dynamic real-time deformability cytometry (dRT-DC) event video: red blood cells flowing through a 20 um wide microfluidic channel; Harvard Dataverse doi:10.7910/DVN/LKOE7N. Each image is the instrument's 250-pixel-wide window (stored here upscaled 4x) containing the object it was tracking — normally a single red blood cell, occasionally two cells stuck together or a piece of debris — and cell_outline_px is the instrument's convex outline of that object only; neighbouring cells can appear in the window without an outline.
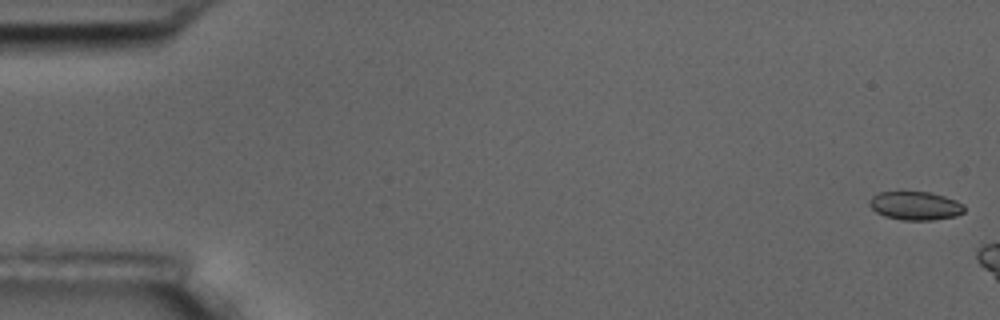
{"species": "common noctule bat (a hibernating species)", "species_latin": "Nyctalus noctula", "temperature_condition": "room temperature", "stored_images_in_passage": 3, "camera_frame_rate_fps": 3000, "um_per_image_px": 0.085, "animal": {"sex": "male", "body_mass_g": 17.5, "forearm_length_mm": 52.3}, "frame": {"image": 1, "passage_image": 1, "time_ms": 0.0, "image_size_px": [1000, 320], "cell_outline_px": [[964, 212], [956, 216], [932, 220], [904, 220], [884, 216], [876, 212], [868, 204], [868, 200], [872, 196], [880, 192], [928, 192], [944, 196], [956, 200], [964, 204]], "centroid_in_image_um": [77.8, 17.49], "position_along_channel_um": 7.2, "area_um2": 15.78}}